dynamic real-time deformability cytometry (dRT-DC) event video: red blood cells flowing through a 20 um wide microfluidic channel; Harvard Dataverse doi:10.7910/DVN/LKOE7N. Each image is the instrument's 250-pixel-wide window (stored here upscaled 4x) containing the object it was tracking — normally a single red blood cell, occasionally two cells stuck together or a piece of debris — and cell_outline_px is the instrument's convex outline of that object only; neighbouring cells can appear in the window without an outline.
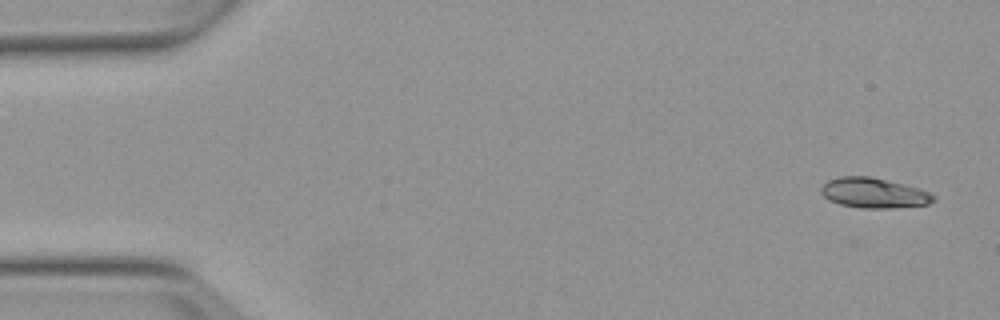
{"species": "Egyptian fruit bat (a non-hibernating species)", "species_latin": "Rousettus aegyptiacus", "temperature_condition": "warm", "stored_images_in_passage": 4, "camera_frame_rate_fps": 3000, "um_per_image_px": 0.085, "animal": {"sex": "female"}, "frame": {"image": 1, "passage_image": 1, "time_ms": 0.0, "image_size_px": [1000, 320], "cell_outline_px": [[936, 200], [928, 204], [892, 208], [864, 208], [840, 204], [828, 200], [820, 192], [820, 188], [828, 180], [840, 176], [872, 176], [916, 188], [928, 192], [936, 196]], "centroid_in_image_um": [74.25, 16.4], "position_along_channel_um": 10.8, "area_um2": 19.59}}
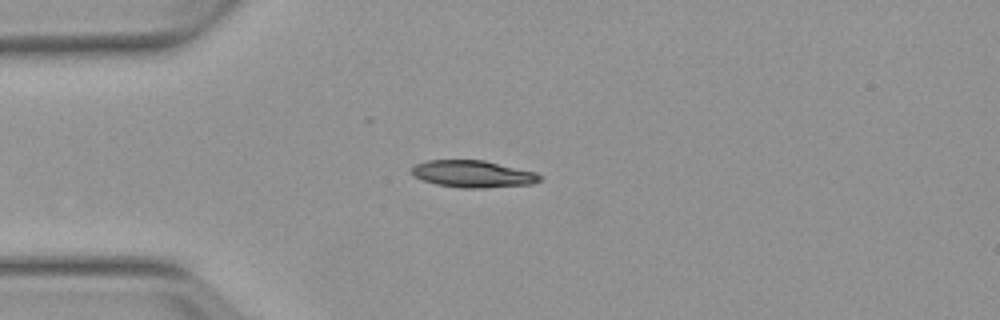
{"frame": {"image": 2, "passage_image": 4, "time_ms": 3.667, "image_size_px": [1000, 320], "cell_outline_px": [[540, 180], [532, 184], [484, 188], [460, 188], [436, 184], [412, 176], [412, 164], [424, 160], [484, 160], [536, 172], [540, 176]], "centroid_in_image_um": [40.15, 14.78], "position_along_channel_um": 44.8, "area_um2": 20.29}}